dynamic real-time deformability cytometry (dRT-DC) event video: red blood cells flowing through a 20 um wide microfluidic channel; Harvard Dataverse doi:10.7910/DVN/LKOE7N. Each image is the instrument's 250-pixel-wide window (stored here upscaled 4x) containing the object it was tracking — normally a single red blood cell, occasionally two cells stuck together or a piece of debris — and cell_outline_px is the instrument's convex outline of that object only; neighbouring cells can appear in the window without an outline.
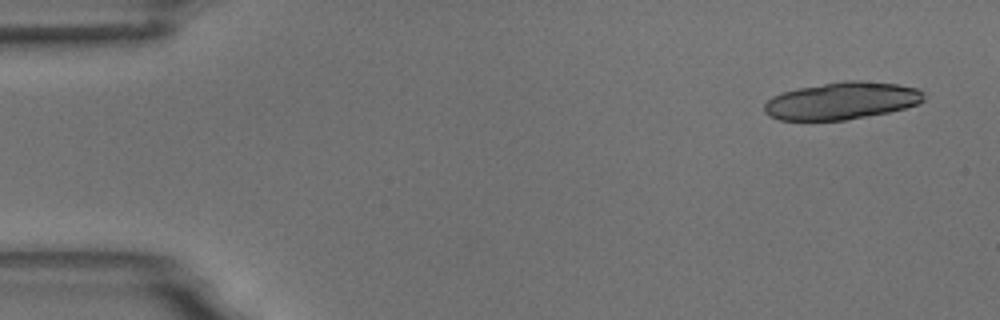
{"species": "common noctule bat (a hibernating species)", "species_latin": "Nyctalus noctula", "temperature_condition": "room temperature", "stored_images_in_passage": 5, "camera_frame_rate_fps": 3000, "um_per_image_px": 0.085, "animal": {"sex": "male", "body_mass_g": 18.8}, "frame": {"image": 1, "passage_image": 1, "time_ms": 0.0, "image_size_px": [1000, 320], "cell_outline_px": [[924, 100], [920, 104], [888, 112], [844, 120], [780, 120], [768, 116], [764, 112], [764, 104], [772, 96], [796, 88], [844, 80], [860, 80], [896, 84], [916, 88], [924, 92]], "centroid_in_image_um": [71.54, 8.56], "position_along_channel_um": 13.5, "area_um2": 34.74}}
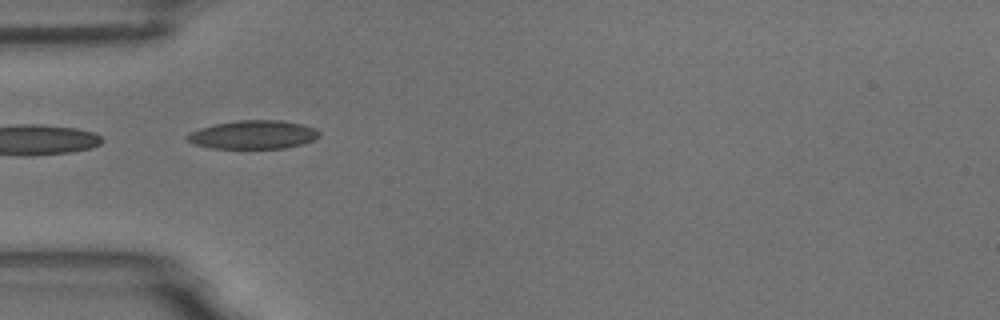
{"frame": {"image": 2, "passage_image": 5, "time_ms": 4.667, "image_size_px": [1000, 320], "cell_outline_px": [[320, 136], [312, 140], [300, 144], [284, 148], [212, 148], [192, 144], [184, 136], [200, 128], [216, 124], [236, 120], [284, 120], [316, 128], [320, 132]], "centroid_in_image_um": [21.52, 11.44], "position_along_channel_um": 63.5, "area_um2": 21.85}}